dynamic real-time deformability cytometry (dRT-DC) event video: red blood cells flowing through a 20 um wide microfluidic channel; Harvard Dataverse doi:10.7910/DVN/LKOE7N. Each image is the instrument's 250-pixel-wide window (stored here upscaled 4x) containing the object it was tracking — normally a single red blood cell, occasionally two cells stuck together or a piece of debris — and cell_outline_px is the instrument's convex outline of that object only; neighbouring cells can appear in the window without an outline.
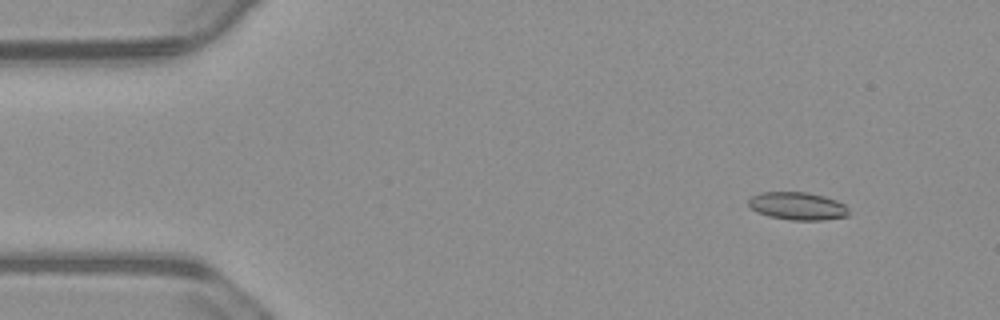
{"species": "common noctule bat (a hibernating species)", "species_latin": "Nyctalus noctula", "temperature_condition": "warm", "stored_images_in_passage": 56, "camera_frame_rate_fps": 3000, "um_per_image_px": 0.085, "animal": {"sex": "male", "body_mass_g": 23.1, "forearm_length_mm": 52.7}, "frame": {"image": 1, "passage_image": 6, "time_ms": 1.667, "image_size_px": [1000, 320], "cell_outline_px": [[848, 216], [824, 220], [788, 220], [768, 216], [756, 212], [748, 204], [748, 200], [752, 196], [760, 192], [808, 192], [824, 196], [836, 200], [844, 204], [848, 208]], "centroid_in_image_um": [67.78, 17.51], "position_along_channel_um": 17.2, "area_um2": 16.36}}
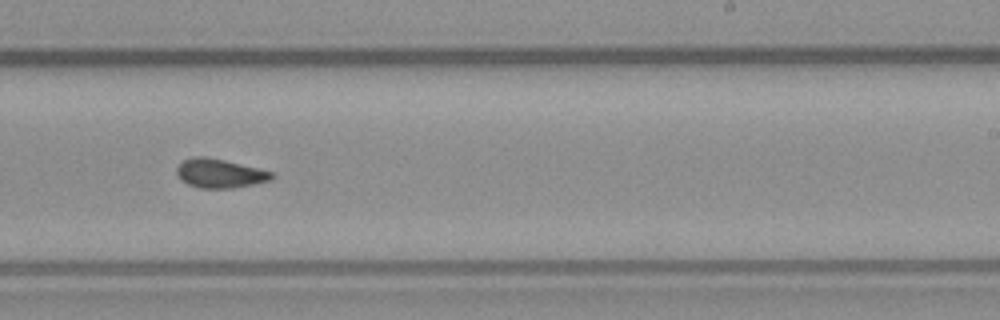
{"frame": {"image": 2, "passage_image": 34, "time_ms": 11.0, "image_size_px": [1000, 320], "cell_outline_px": [[276, 176], [272, 180], [232, 188], [200, 188], [188, 184], [180, 180], [176, 172], [176, 168], [184, 160], [192, 156], [204, 156], [224, 160], [260, 168], [276, 172]], "centroid_in_image_um": [18.72, 14.73], "position_along_channel_um": 270.3, "area_um2": 16.24}}
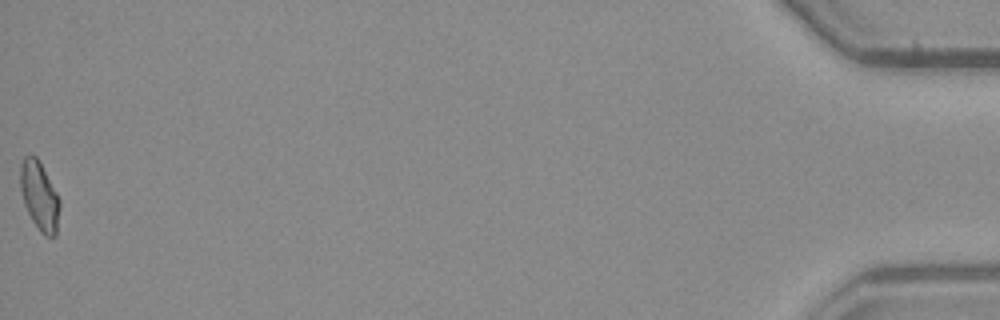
{"frame": {"image": 3, "passage_image": 56, "time_ms": 18.333, "image_size_px": [1000, 320], "cell_outline_px": [[60, 208], [56, 236], [44, 236], [40, 232], [32, 220], [24, 204], [20, 188], [20, 164], [24, 156], [36, 156], [56, 192], [60, 200]], "centroid_in_image_um": [3.35, 16.69], "position_along_channel_um": 431.9, "area_um2": 15.66}, "authors_computed_cell_mechanics": {"area_um2": 15.9239, "velocity_mm_per_s": 3.7109, "shape_relaxation_time_tau1_ms": null, "shape_relaxation_time_tau2_ms": 2.7721, "deformation_change_tau1": null, "deformation_change_tau2": 0.0856}}